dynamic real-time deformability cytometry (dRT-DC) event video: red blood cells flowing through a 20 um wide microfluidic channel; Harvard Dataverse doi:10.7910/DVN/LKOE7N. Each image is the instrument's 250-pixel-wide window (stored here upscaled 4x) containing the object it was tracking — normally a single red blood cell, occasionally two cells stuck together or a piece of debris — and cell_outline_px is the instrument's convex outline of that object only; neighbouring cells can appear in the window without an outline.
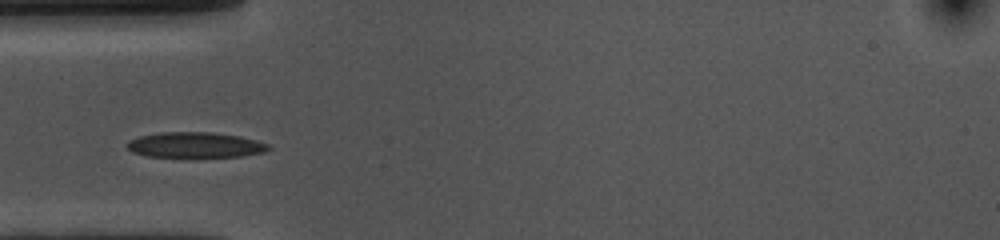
{"species": "common noctule bat (a hibernating species)", "species_latin": "Nyctalus noctula", "temperature_condition": "cold", "stored_images_in_passage": 30, "camera_frame_rate_fps": 3000, "um_per_image_px": 0.085, "animal": {"sex": "female", "body_mass_g": 10.0, "forearm_length_mm": 53.1}, "frame": {"image": 1, "passage_image": 1, "time_ms": 0.0, "image_size_px": [1000, 240], "cell_outline_px": [[272, 148], [264, 152], [244, 156], [148, 156], [132, 152], [128, 148], [128, 140], [140, 136], [160, 132], [212, 132], [240, 136], [256, 140], [268, 144]], "centroid_in_image_um": [16.62, 12.31], "position_along_channel_um": 68.4, "area_um2": 20.75}}
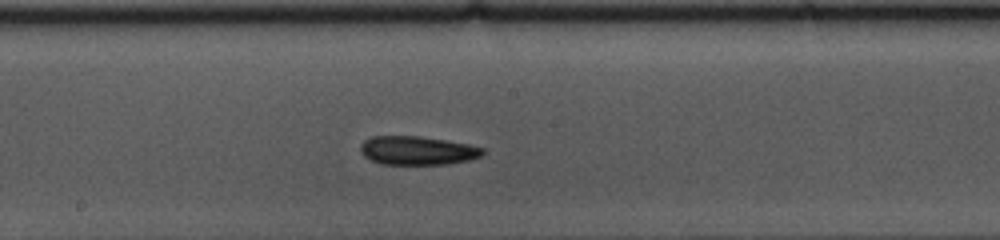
{"frame": {"image": 2, "passage_image": 13, "time_ms": 4.0, "image_size_px": [1000, 240], "cell_outline_px": [[484, 152], [480, 156], [468, 160], [444, 164], [380, 164], [364, 156], [360, 152], [360, 144], [364, 140], [372, 136], [420, 136], [468, 144], [484, 148]], "centroid_in_image_um": [35.44, 12.79], "position_along_channel_um": 212.8, "area_um2": 20.35}}
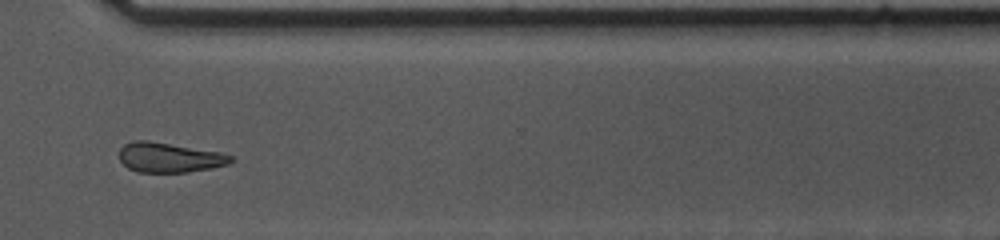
{"frame": {"image": 3, "passage_image": 25, "time_ms": 8.0, "image_size_px": [1000, 240], "cell_outline_px": [[232, 160], [228, 164], [212, 168], [188, 172], [136, 172], [128, 168], [120, 160], [120, 148], [124, 144], [136, 140], [144, 140], [220, 152], [232, 156]], "centroid_in_image_um": [14.37, 13.4], "position_along_channel_um": 356.2, "area_um2": 19.13}}